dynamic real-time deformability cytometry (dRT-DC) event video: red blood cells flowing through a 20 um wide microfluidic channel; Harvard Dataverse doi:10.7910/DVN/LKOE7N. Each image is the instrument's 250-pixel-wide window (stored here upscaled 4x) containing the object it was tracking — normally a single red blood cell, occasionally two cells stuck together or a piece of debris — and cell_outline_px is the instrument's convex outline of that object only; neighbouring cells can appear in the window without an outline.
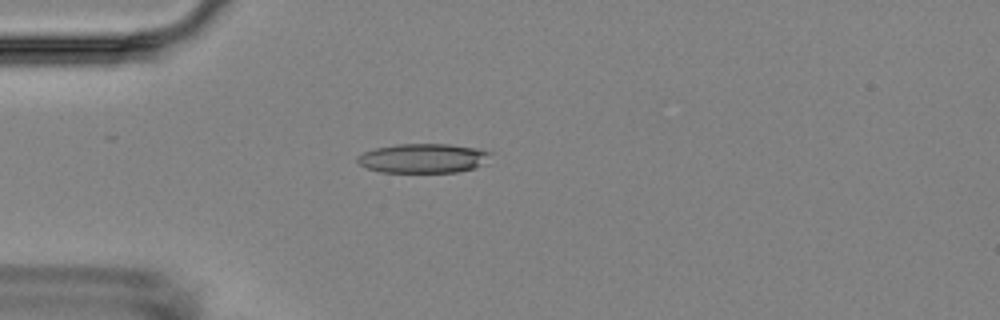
{"species": "Egyptian fruit bat (a non-hibernating species)", "species_latin": "Rousettus aegyptiacus", "temperature_condition": "room temperature", "stored_images_in_passage": 5, "camera_frame_rate_fps": 3000, "um_per_image_px": 0.085, "animal": {"sex": "female"}, "frame": {"image": 1, "passage_image": 4, "time_ms": 4.333, "image_size_px": [1000, 320], "cell_outline_px": [[492, 152], [484, 164], [476, 168], [456, 172], [380, 172], [368, 168], [360, 164], [356, 160], [356, 156], [364, 152], [376, 148], [396, 144], [448, 144], [480, 148]], "centroid_in_image_um": [36.0, 13.45], "position_along_channel_um": 49.0, "area_um2": 22.89}}